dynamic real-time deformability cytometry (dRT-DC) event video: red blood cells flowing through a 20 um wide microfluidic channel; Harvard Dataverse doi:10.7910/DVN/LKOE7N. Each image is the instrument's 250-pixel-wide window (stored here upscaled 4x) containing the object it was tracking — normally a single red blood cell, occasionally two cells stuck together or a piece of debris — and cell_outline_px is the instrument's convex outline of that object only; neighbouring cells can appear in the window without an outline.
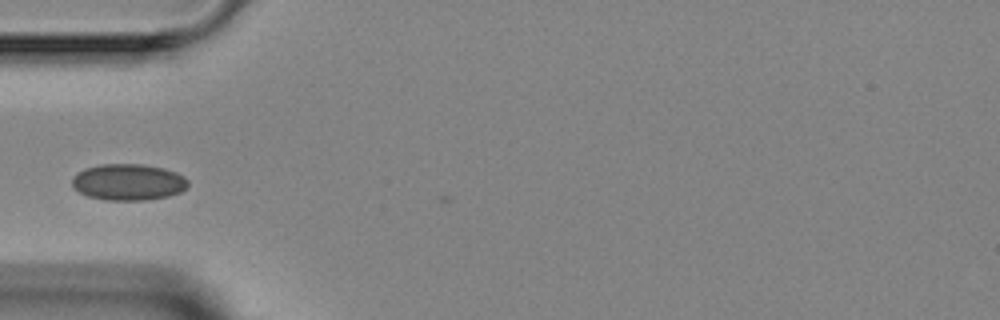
{"species": "Egyptian fruit bat (a non-hibernating species)", "species_latin": "Rousettus aegyptiacus", "temperature_condition": "room temperature", "stored_images_in_passage": 1, "camera_frame_rate_fps": 3000, "um_per_image_px": 0.085, "animal": {"sex": "female"}, "frame": {"image": 1, "passage_image": 1, "time_ms": 0.0, "image_size_px": [1000, 320], "cell_outline_px": [[188, 184], [180, 192], [168, 196], [144, 200], [104, 200], [88, 196], [72, 188], [72, 176], [84, 168], [100, 164], [140, 164], [164, 168], [176, 172], [184, 176], [188, 180]], "centroid_in_image_um": [10.87, 15.47], "position_along_channel_um": 74.1, "area_um2": 24.68}}